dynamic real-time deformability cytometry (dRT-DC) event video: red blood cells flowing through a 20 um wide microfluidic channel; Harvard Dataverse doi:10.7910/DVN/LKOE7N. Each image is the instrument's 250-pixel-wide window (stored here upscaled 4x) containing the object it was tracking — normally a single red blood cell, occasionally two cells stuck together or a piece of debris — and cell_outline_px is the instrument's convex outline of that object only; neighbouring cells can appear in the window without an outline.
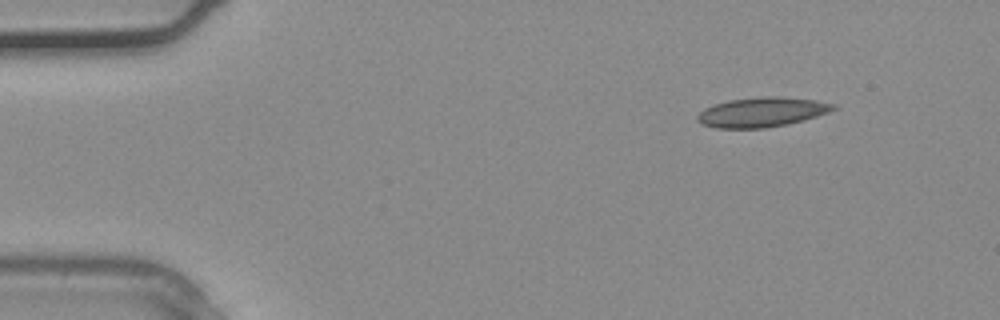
{"species": "common noctule bat (a hibernating species)", "species_latin": "Nyctalus noctula", "temperature_condition": "warm", "stored_images_in_passage": 3, "camera_frame_rate_fps": 3000, "um_per_image_px": 0.085, "animal": {"sex": "male", "body_mass_g": 20.4}, "frame": {"image": 1, "passage_image": 1, "time_ms": 0.0, "image_size_px": [1000, 320], "cell_outline_px": [[840, 108], [804, 120], [788, 124], [764, 128], [716, 128], [704, 124], [696, 120], [696, 116], [704, 108], [728, 100], [764, 96], [780, 96], [816, 100], [836, 104]], "centroid_in_image_um": [64.8, 9.52], "position_along_channel_um": 20.2, "area_um2": 23.58}}
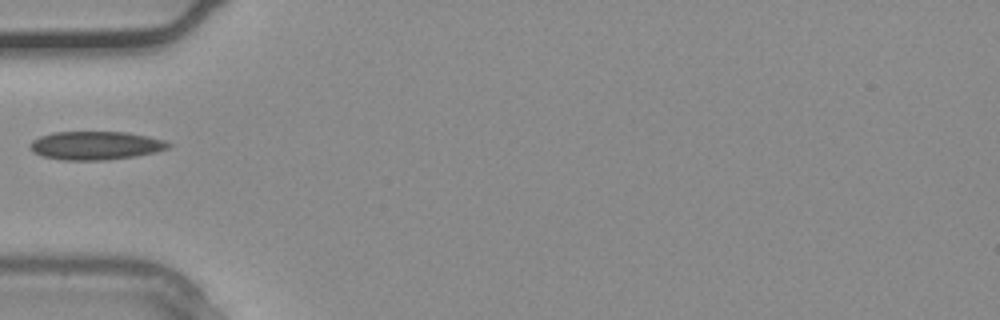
{"frame": {"image": 2, "passage_image": 3, "time_ms": 0.667, "image_size_px": [1000, 320], "cell_outline_px": [[172, 144], [168, 148], [156, 152], [136, 156], [108, 160], [60, 160], [40, 156], [32, 152], [28, 144], [32, 140], [40, 136], [56, 132], [124, 132], [148, 136], [164, 140]], "centroid_in_image_um": [8.1, 12.38], "position_along_channel_um": 76.9, "area_um2": 23.12}}